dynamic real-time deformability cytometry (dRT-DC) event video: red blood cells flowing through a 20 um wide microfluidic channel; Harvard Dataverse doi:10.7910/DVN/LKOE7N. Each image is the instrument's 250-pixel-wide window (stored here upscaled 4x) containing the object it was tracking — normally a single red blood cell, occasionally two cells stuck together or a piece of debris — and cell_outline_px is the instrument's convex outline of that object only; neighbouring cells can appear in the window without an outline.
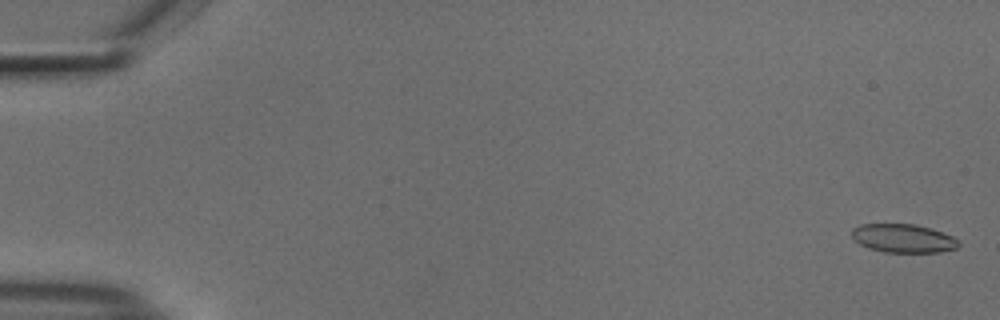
{"species": "common noctule bat (a hibernating species)", "species_latin": "Nyctalus noctula", "temperature_condition": "cold", "stored_images_in_passage": 55, "camera_frame_rate_fps": 3000, "um_per_image_px": 0.085, "animal": {"sex": "male", "body_mass_g": 18.8}, "frame": {"image": 1, "passage_image": 2, "time_ms": 0.333, "image_size_px": [1000, 320], "cell_outline_px": [[960, 244], [956, 248], [940, 252], [884, 252], [868, 248], [860, 244], [852, 236], [852, 228], [860, 224], [916, 224], [952, 236]], "centroid_in_image_um": [76.74, 20.26], "position_along_channel_um": 8.3, "area_um2": 17.57}}
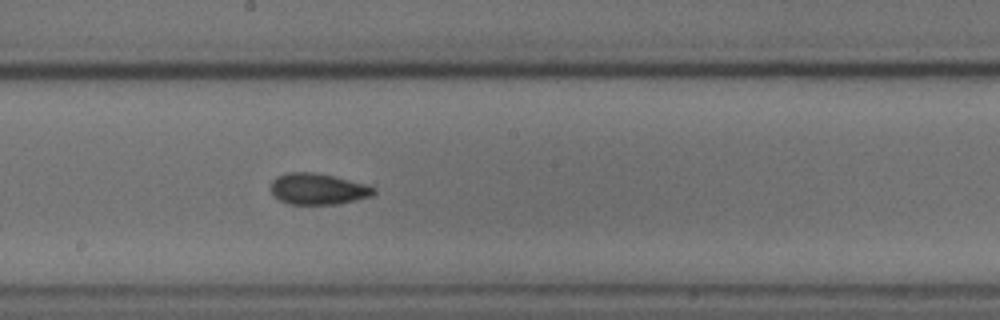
{"frame": {"image": 2, "passage_image": 31, "time_ms": 10.0, "image_size_px": [1000, 320], "cell_outline_px": [[376, 192], [372, 196], [340, 204], [288, 204], [280, 200], [268, 188], [272, 180], [276, 176], [284, 172], [316, 172], [368, 184], [376, 188]], "centroid_in_image_um": [27.02, 16.05], "position_along_channel_um": 221.2, "area_um2": 19.07}}
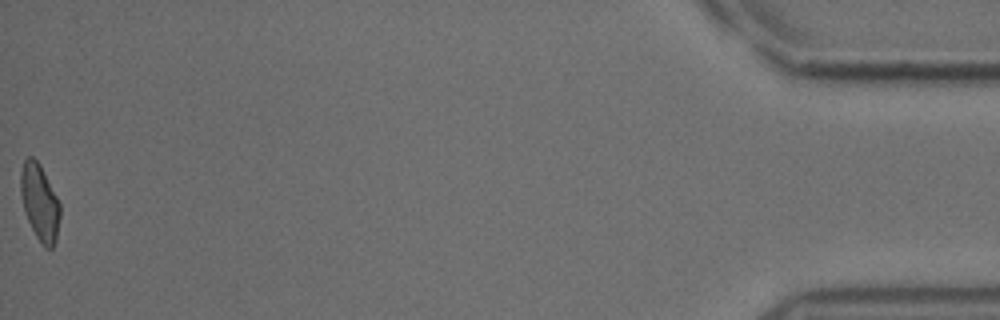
{"frame": {"image": 3, "passage_image": 55, "time_ms": 18.0, "image_size_px": [1000, 320], "cell_outline_px": [[60, 216], [56, 240], [52, 248], [44, 248], [36, 236], [24, 212], [20, 192], [20, 172], [24, 160], [28, 156], [32, 156], [40, 164], [60, 204]], "centroid_in_image_um": [3.36, 17.2], "position_along_channel_um": 431.8, "area_um2": 17.51}, "authors_computed_cell_mechanics": {"area_um2": 18.3804, "velocity_mm_per_s": 3.7755, "shape_relaxation_time_tau1_ms": 4.1875, "shape_relaxation_time_tau2_ms": 3.3603, "deformation_change_tau1": 0.101, "deformation_change_tau2": 0.0769}}